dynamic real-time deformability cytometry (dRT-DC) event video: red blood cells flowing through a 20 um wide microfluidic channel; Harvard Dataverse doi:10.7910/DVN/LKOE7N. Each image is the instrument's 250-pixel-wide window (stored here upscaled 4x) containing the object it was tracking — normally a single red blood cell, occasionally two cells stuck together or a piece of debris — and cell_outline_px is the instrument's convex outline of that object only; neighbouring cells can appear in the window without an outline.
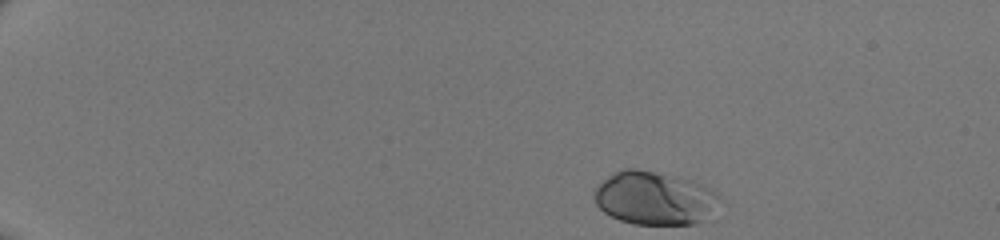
{"species": "human", "species_latin": "Homo sapiens", "temperature_condition": "room temperature", "stored_images_in_passage": 38, "camera_frame_rate_fps": 3000, "um_per_image_px": 0.085, "donor": {"sex": "male"}, "frame": {"image": 1, "passage_image": 1, "time_ms": 0.0, "image_size_px": [1000, 240], "cell_outline_px": [[720, 196], [708, 216], [704, 220], [696, 224], [636, 224], [620, 220], [604, 212], [596, 204], [592, 192], [608, 176], [624, 168], [636, 168], [656, 172], [692, 180], [708, 188]], "centroid_in_image_um": [55.59, 16.84], "position_along_channel_um": 29.4, "area_um2": 38.49}}
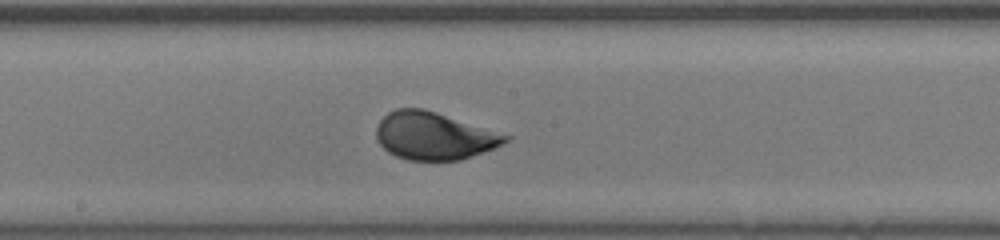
{"frame": {"image": 2, "passage_image": 22, "time_ms": 7.0, "image_size_px": [1000, 240], "cell_outline_px": [[512, 136], [508, 140], [492, 148], [460, 160], [408, 160], [396, 156], [388, 152], [376, 140], [376, 128], [380, 120], [388, 112], [396, 108], [424, 108]], "centroid_in_image_um": [36.84, 11.54], "position_along_channel_um": 211.4, "area_um2": 35.55}}
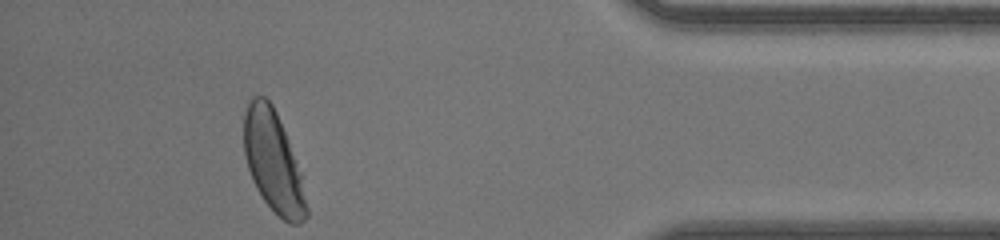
{"frame": {"image": 3, "passage_image": 38, "time_ms": 12.333, "image_size_px": [1000, 240], "cell_outline_px": [[308, 216], [300, 224], [288, 224], [264, 200], [256, 188], [252, 180], [244, 156], [244, 112], [248, 100], [252, 96], [264, 96], [272, 104], [276, 112], [288, 140], [296, 160], [300, 172], [308, 208]], "centroid_in_image_um": [23.21, 13.74], "position_along_channel_um": 412.0, "area_um2": 36.65}}